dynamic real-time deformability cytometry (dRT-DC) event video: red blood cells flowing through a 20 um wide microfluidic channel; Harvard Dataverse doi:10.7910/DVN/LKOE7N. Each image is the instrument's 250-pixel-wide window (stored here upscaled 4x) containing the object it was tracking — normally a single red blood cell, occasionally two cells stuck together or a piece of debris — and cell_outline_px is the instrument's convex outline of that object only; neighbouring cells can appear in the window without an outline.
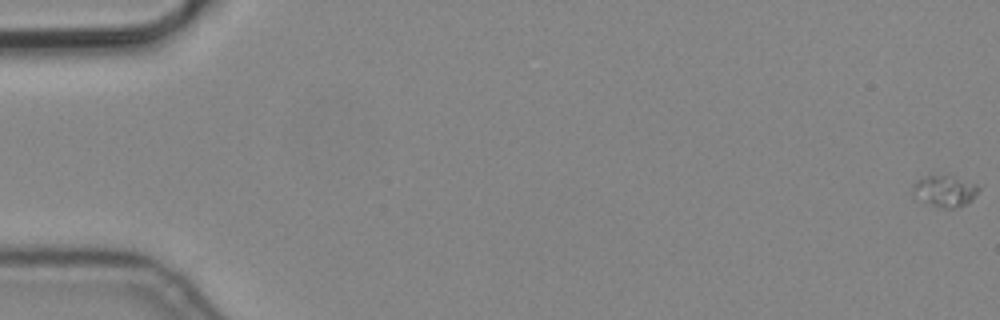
{"species": "common noctule bat (a hibernating species)", "species_latin": "Nyctalus noctula", "temperature_condition": "cold", "stored_images_in_passage": 6, "camera_frame_rate_fps": 3000, "um_per_image_px": 0.085, "animal": {"sex": "male", "body_mass_g": 19.2, "forearm_length_mm": 51.8}, "frame": {"image": 1, "passage_image": 1, "time_ms": 0.0, "image_size_px": [1000, 320], "cell_outline_px": [[980, 188], [972, 200], [964, 204], [952, 208], [940, 208], [916, 200], [912, 196], [912, 184], [916, 180], [924, 176], [944, 172], [976, 184]], "centroid_in_image_um": [80.23, 16.19], "position_along_channel_um": 4.8, "area_um2": 12.66}}
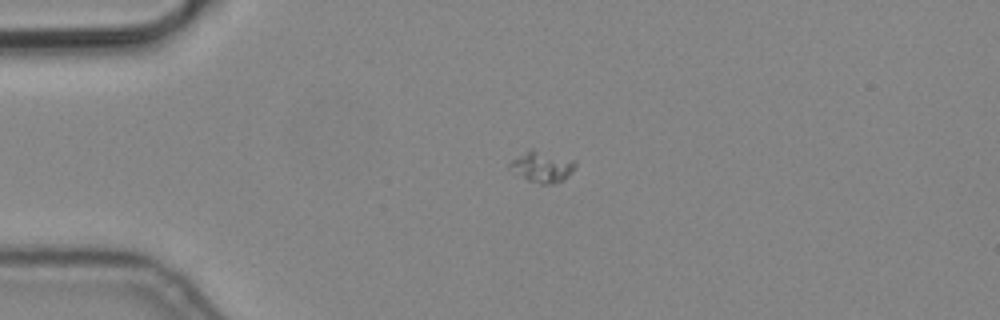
{"frame": {"image": 2, "passage_image": 5, "time_ms": 1.333, "image_size_px": [1000, 320], "cell_outline_px": [[576, 164], [572, 172], [564, 180], [552, 184], [540, 184], [528, 180], [508, 168], [508, 164], [512, 160], [528, 148], [532, 148], [576, 160]], "centroid_in_image_um": [46.09, 14.15], "position_along_channel_um": 38.9, "area_um2": 11.96}}